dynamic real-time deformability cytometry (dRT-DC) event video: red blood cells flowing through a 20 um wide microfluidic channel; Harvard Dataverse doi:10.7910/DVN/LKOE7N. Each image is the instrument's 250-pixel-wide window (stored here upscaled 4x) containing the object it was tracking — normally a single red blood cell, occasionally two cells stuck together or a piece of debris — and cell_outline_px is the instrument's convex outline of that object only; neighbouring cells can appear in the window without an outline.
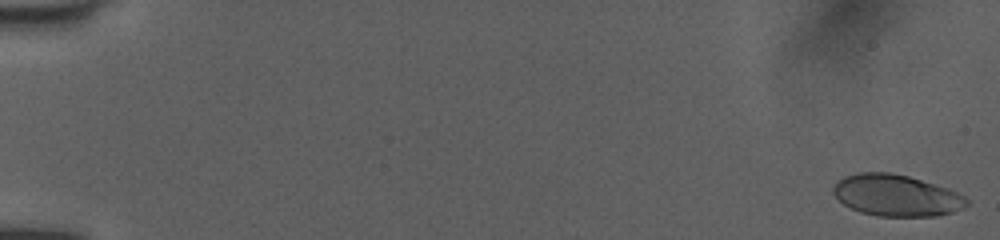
{"species": "human", "species_latin": "Homo sapiens", "temperature_condition": "room temperature", "stored_images_in_passage": 52, "camera_frame_rate_fps": 3000, "um_per_image_px": 0.085, "donor": {"sex": "female"}, "frame": {"image": 1, "passage_image": 1, "time_ms": 0.0, "image_size_px": [1000, 240], "cell_outline_px": [[968, 204], [964, 208], [952, 212], [936, 216], [876, 216], [860, 212], [844, 204], [832, 192], [832, 188], [836, 180], [844, 176], [856, 172], [892, 172], [908, 176], [948, 188], [964, 196], [968, 200]], "centroid_in_image_um": [76.16, 16.6], "position_along_channel_um": 8.8, "area_um2": 32.43}}
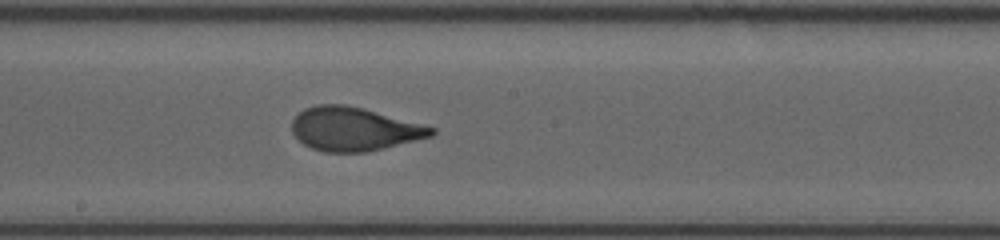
{"frame": {"image": 2, "passage_image": 30, "time_ms": 9.667, "image_size_px": [1000, 240], "cell_outline_px": [[436, 132], [432, 136], [368, 152], [324, 152], [312, 148], [304, 144], [292, 132], [292, 120], [304, 108], [316, 104], [344, 104], [364, 108], [436, 128]], "centroid_in_image_um": [30.09, 10.96], "position_along_channel_um": 218.1, "area_um2": 35.37}}
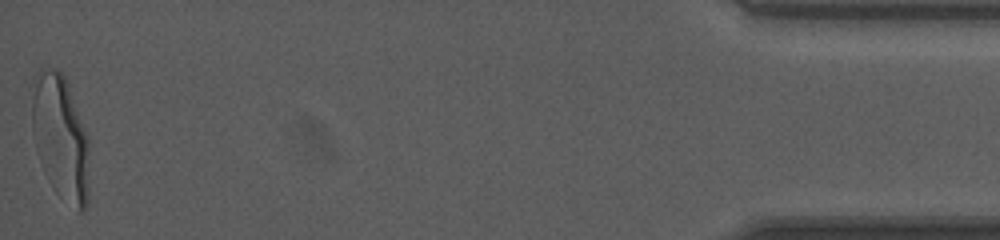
{"frame": {"image": 3, "passage_image": 52, "time_ms": 17.0, "image_size_px": [1000, 240], "cell_outline_px": [[88, 200], [84, 208], [80, 212], [40, 160], [36, 148], [32, 132], [28, 88], [32, 76], [40, 68], [56, 68], [64, 76], [68, 84], [88, 136]], "centroid_in_image_um": [5.08, 11.35], "position_along_channel_um": 430.1, "area_um2": 40.63}, "authors_computed_cell_mechanics": {"area_um2": 35.0268, "velocity_mm_per_s": 4.0511, "shape_relaxation_time_tau1_ms": 3.8608, "shape_relaxation_time_tau2_ms": null, "deformation_change_tau1": 0.1906, "deformation_change_tau2": null}}